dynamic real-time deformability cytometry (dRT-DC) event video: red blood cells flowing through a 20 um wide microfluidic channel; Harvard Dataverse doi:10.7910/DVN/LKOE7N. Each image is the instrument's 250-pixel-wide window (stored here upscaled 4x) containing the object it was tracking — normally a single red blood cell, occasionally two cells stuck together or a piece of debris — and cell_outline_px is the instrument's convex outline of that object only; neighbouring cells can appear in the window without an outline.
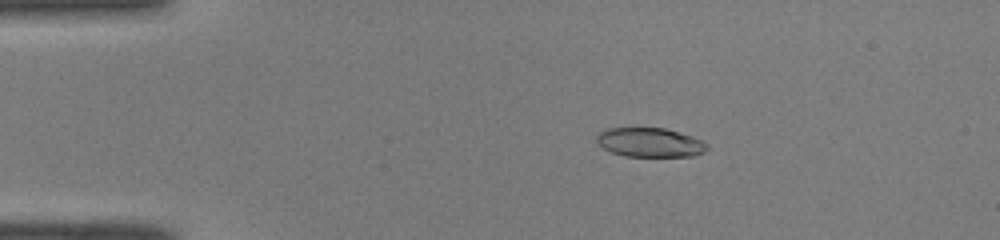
{"species": "common noctule bat (a hibernating species)", "species_latin": "Nyctalus noctula", "temperature_condition": "room temperature", "stored_images_in_passage": 50, "camera_frame_rate_fps": 3000, "um_per_image_px": 0.085, "animal": {"sex": "male", "body_mass_g": 19.0, "forearm_length_mm": 50.8}, "frame": {"image": 1, "passage_image": 10, "time_ms": 3.0, "image_size_px": [1000, 240], "cell_outline_px": [[708, 148], [704, 152], [692, 156], [624, 156], [612, 152], [604, 148], [596, 140], [596, 136], [600, 132], [608, 128], [664, 128], [680, 132], [704, 140], [708, 144]], "centroid_in_image_um": [55.28, 12.1], "position_along_channel_um": 29.7, "area_um2": 18.79}}
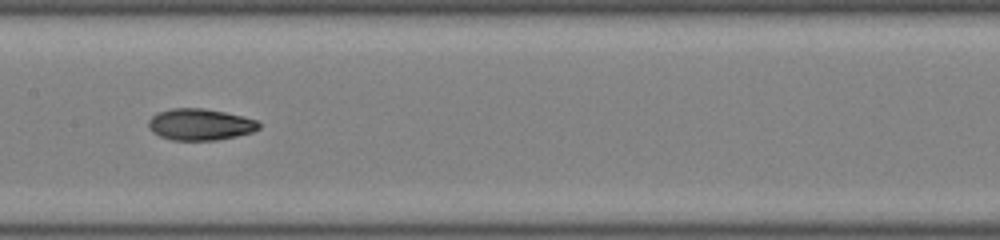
{"frame": {"image": 2, "passage_image": 26, "time_ms": 8.333, "image_size_px": [1000, 240], "cell_outline_px": [[260, 128], [252, 132], [236, 136], [216, 140], [172, 140], [160, 136], [152, 132], [148, 124], [148, 120], [156, 112], [172, 108], [204, 108], [244, 116], [256, 120], [260, 124]], "centroid_in_image_um": [17.0, 10.57], "position_along_channel_um": 190.4, "area_um2": 20.35}}
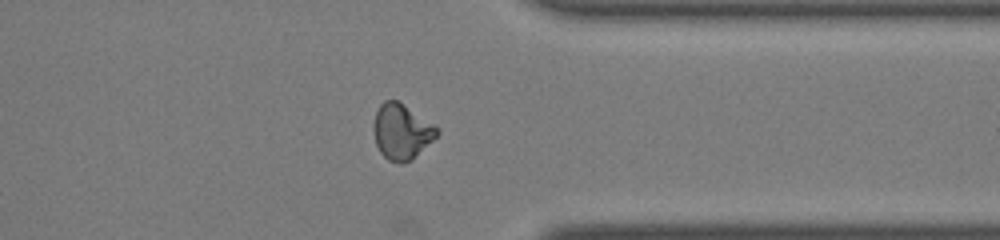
{"frame": {"image": 3, "passage_image": 40, "time_ms": 13.0, "image_size_px": [1000, 240], "cell_outline_px": [[440, 132], [412, 160], [400, 164], [388, 160], [380, 152], [376, 144], [372, 128], [376, 112], [380, 104], [384, 100], [396, 100], [436, 124], [440, 128]], "centroid_in_image_um": [34.14, 11.19], "position_along_channel_um": 377.3, "area_um2": 20.63}, "authors_computed_cell_mechanics": {"area_um2": 20.1722, "velocity_mm_per_s": 4.0965, "shape_relaxation_time_tau1_ms": 5.7197, "shape_relaxation_time_tau2_ms": 1.6379, "deformation_change_tau1": 0.1934, "deformation_change_tau2": 0.0602}}